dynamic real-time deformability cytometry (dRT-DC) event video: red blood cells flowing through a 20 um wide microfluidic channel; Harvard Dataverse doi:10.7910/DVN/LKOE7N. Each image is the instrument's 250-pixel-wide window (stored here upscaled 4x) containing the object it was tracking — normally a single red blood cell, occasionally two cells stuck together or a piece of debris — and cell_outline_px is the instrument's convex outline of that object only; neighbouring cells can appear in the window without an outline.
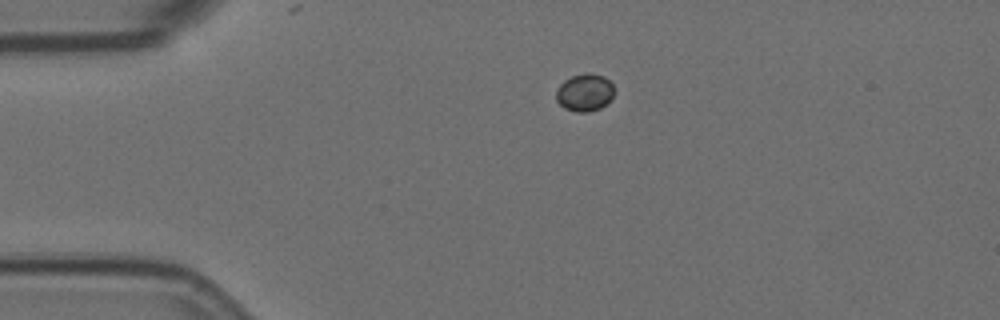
{"species": "Egyptian fruit bat (a non-hibernating species)", "species_latin": "Rousettus aegyptiacus", "temperature_condition": "room temperature", "stored_images_in_passage": 2, "camera_frame_rate_fps": 3000, "um_per_image_px": 0.085, "animal": {"sex": "female"}, "frame": {"image": 1, "passage_image": 1, "time_ms": 0.0, "image_size_px": [1000, 320], "cell_outline_px": [[612, 100], [600, 108], [588, 112], [576, 112], [564, 108], [556, 100], [556, 92], [560, 84], [564, 80], [572, 76], [588, 72], [604, 76], [612, 84]], "centroid_in_image_um": [49.69, 7.87], "position_along_channel_um": 35.3, "area_um2": 12.66}}